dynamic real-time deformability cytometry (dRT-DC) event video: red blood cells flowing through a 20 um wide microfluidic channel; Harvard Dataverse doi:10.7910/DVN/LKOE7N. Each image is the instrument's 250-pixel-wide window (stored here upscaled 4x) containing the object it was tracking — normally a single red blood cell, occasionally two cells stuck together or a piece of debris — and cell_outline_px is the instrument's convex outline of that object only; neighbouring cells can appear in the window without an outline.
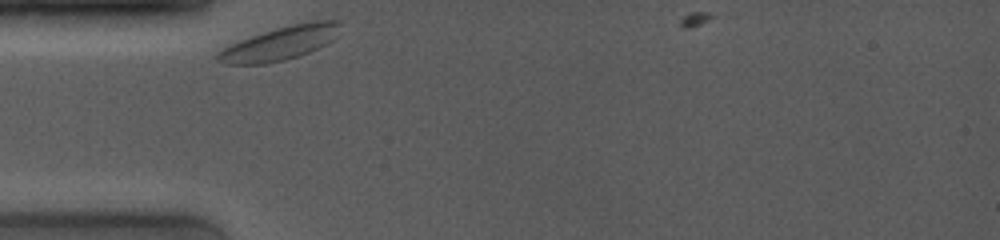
{"species": "common noctule bat (a hibernating species)", "species_latin": "Nyctalus noctula", "temperature_condition": "room temperature", "stored_images_in_passage": 3, "camera_frame_rate_fps": 4000, "um_per_image_px": 0.085, "animal": {"sex": "female", "body_mass_g": 19.0, "forearm_length_mm": 53.3}, "frame": {"image": 1, "passage_image": 1, "time_ms": 0.0, "image_size_px": [1000, 240], "cell_outline_px": [[340, 24], [336, 36], [332, 40], [308, 52], [284, 60], [264, 64], [228, 64], [216, 60], [212, 56], [216, 52], [240, 40], [276, 28], [292, 24], [312, 20], [340, 20]], "centroid_in_image_um": [23.78, 3.67], "position_along_channel_um": 61.2, "area_um2": 23.7}}